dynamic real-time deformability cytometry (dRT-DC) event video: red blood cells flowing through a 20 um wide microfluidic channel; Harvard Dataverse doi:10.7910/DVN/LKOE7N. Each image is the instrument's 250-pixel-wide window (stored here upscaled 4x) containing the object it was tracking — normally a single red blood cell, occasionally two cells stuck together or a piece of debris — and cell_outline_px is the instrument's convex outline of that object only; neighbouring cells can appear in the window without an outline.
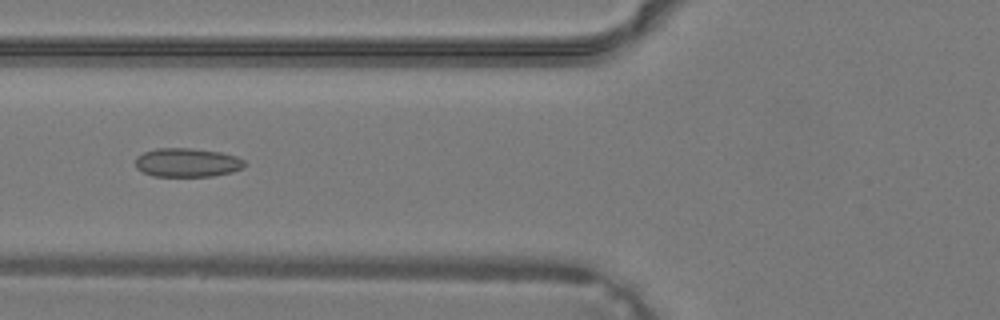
{"species": "common noctule bat (a hibernating species)", "species_latin": "Nyctalus noctula", "temperature_condition": "warm", "stored_images_in_passage": 38, "camera_frame_rate_fps": 3000, "um_per_image_px": 0.085, "animal": {"sex": "male", "body_mass_g": 19.2, "forearm_length_mm": 51.8}, "frame": {"image": 1, "passage_image": 16, "time_ms": 5.0, "image_size_px": [1000, 320], "cell_outline_px": [[248, 164], [244, 168], [232, 172], [212, 176], [152, 176], [136, 168], [136, 156], [144, 152], [156, 148], [192, 148], [220, 152], [236, 156], [244, 160]], "centroid_in_image_um": [15.94, 13.81], "position_along_channel_um": 109.9, "area_um2": 18.5}}
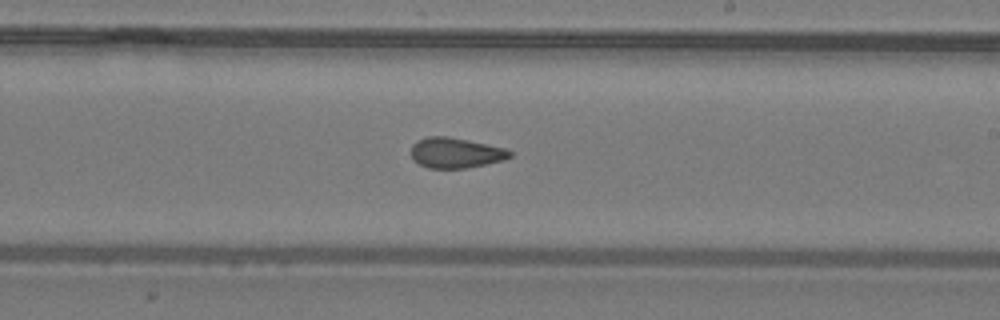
{"frame": {"image": 2, "passage_image": 24, "time_ms": 7.667, "image_size_px": [1000, 320], "cell_outline_px": [[512, 156], [504, 160], [464, 168], [428, 168], [412, 160], [412, 144], [416, 140], [428, 136], [448, 136], [504, 148], [512, 152]], "centroid_in_image_um": [38.69, 12.98], "position_along_channel_um": 250.3, "area_um2": 17.34}}
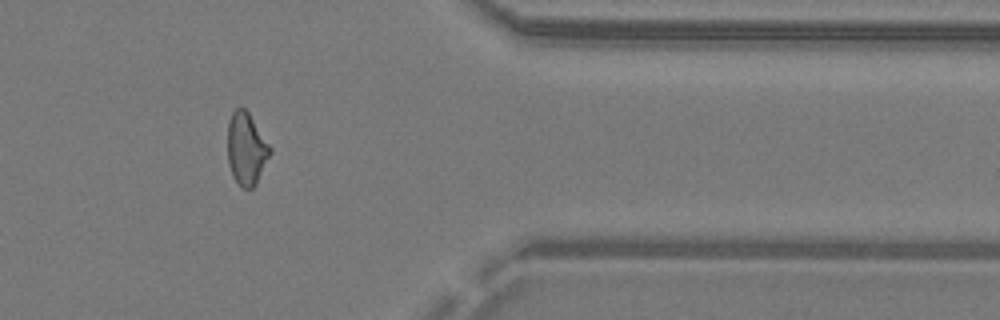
{"frame": {"image": 3, "passage_image": 33, "time_ms": 10.667, "image_size_px": [1000, 320], "cell_outline_px": [[272, 152], [256, 184], [252, 188], [244, 188], [232, 176], [228, 164], [228, 120], [232, 112], [236, 108], [244, 108], [248, 112], [272, 148]], "centroid_in_image_um": [20.94, 12.64], "position_along_channel_um": 390.5, "area_um2": 17.86}}